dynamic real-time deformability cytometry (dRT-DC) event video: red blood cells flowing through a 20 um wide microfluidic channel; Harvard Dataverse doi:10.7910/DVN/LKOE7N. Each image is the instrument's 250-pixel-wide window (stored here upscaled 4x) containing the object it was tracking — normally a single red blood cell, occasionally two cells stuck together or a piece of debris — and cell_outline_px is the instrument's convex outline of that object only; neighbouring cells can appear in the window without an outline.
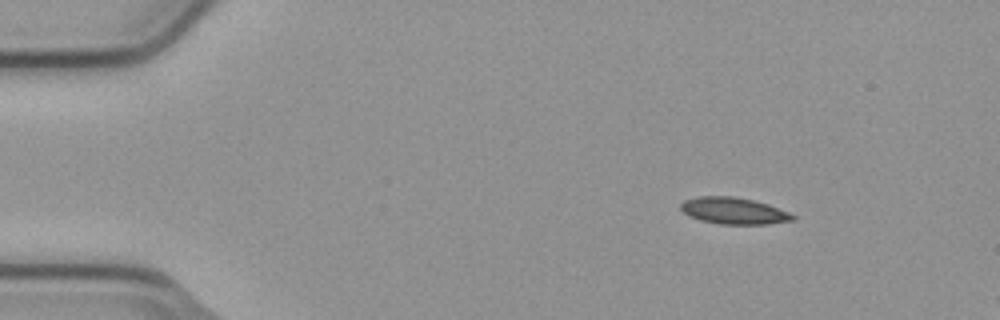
{"species": "common noctule bat (a hibernating species)", "species_latin": "Nyctalus noctula", "temperature_condition": "cold", "stored_images_in_passage": 5, "camera_frame_rate_fps": 3000, "um_per_image_px": 0.085, "animal": {"sex": "male", "body_mass_g": 23.1, "forearm_length_mm": 52.7}, "frame": {"image": 1, "passage_image": 2, "time_ms": 0.333, "image_size_px": [1000, 320], "cell_outline_px": [[796, 220], [768, 224], [720, 224], [700, 220], [688, 216], [680, 208], [680, 204], [684, 200], [696, 196], [732, 196], [752, 200], [768, 204], [788, 212], [796, 216]], "centroid_in_image_um": [62.36, 17.92], "position_along_channel_um": 22.6, "area_um2": 17.46}}